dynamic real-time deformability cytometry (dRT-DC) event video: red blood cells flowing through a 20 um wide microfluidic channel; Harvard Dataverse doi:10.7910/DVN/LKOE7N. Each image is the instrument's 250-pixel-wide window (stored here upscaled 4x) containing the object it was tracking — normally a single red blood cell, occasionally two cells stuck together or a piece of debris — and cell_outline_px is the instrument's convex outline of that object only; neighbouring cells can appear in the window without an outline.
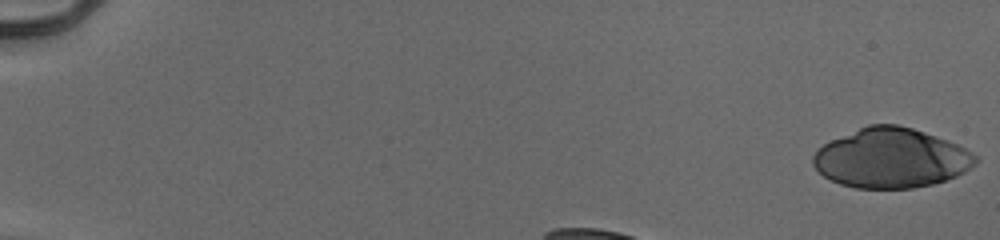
{"species": "human", "species_latin": "Homo sapiens", "temperature_condition": "cold", "stored_images_in_passage": 13, "camera_frame_rate_fps": 3000, "um_per_image_px": 0.085, "donor": {"sex": "male"}, "frame": {"image": 1, "passage_image": 1, "time_ms": 0.0, "image_size_px": [1000, 240], "cell_outline_px": [[980, 160], [976, 164], [964, 172], [956, 176], [932, 184], [912, 188], [856, 188], [840, 184], [824, 176], [812, 164], [812, 156], [824, 144], [832, 140], [868, 124], [896, 124], [912, 128], [936, 136], [956, 144], [972, 152]], "centroid_in_image_um": [75.75, 13.44], "position_along_channel_um": 9.2, "area_um2": 56.07}}
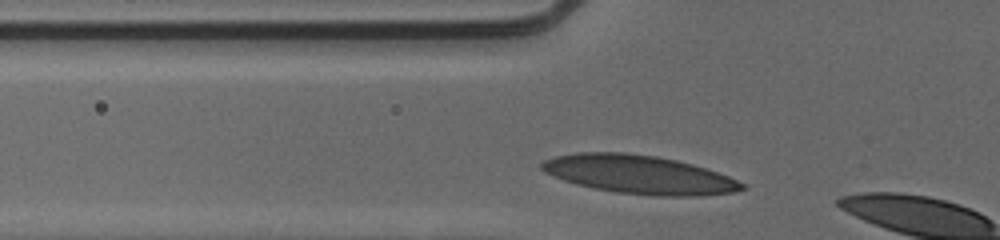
{"frame": {"image": 2, "passage_image": 11, "time_ms": 3.333, "image_size_px": [1000, 240], "cell_outline_px": [[748, 188], [732, 192], [696, 196], [656, 196], [616, 192], [592, 188], [576, 184], [552, 176], [544, 172], [540, 168], [540, 164], [544, 160], [556, 156], [576, 152], [624, 152], [656, 156], [676, 160], [692, 164], [728, 176], [744, 184]], "centroid_in_image_um": [54.28, 14.83], "position_along_channel_um": 71.5, "area_um2": 44.85}}